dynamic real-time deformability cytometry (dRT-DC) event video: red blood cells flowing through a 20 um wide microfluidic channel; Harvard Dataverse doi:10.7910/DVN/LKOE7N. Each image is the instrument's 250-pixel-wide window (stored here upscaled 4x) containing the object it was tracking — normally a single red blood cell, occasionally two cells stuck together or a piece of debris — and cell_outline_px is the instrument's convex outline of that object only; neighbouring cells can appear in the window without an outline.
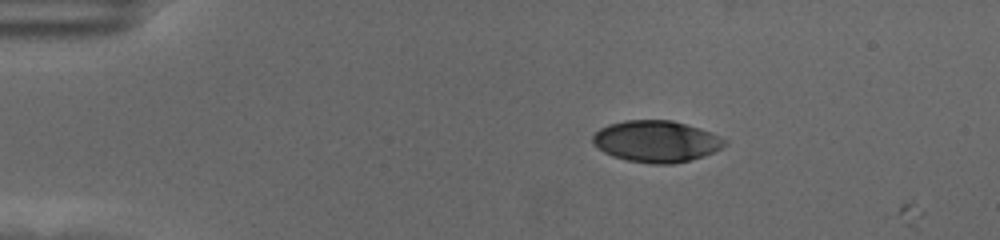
{"species": "human", "species_latin": "Homo sapiens", "temperature_condition": "cold", "stored_images_in_passage": 4, "camera_frame_rate_fps": 3000, "um_per_image_px": 0.085, "donor": {"sex": "female"}, "frame": {"image": 1, "passage_image": 1, "time_ms": 0.0, "image_size_px": [1000, 240], "cell_outline_px": [[728, 144], [704, 156], [692, 160], [672, 164], [652, 164], [628, 160], [612, 156], [604, 152], [592, 140], [592, 136], [600, 128], [608, 124], [624, 120], [672, 120], [700, 128], [712, 132], [728, 140]], "centroid_in_image_um": [55.82, 12.01], "position_along_channel_um": 29.2, "area_um2": 32.02}}